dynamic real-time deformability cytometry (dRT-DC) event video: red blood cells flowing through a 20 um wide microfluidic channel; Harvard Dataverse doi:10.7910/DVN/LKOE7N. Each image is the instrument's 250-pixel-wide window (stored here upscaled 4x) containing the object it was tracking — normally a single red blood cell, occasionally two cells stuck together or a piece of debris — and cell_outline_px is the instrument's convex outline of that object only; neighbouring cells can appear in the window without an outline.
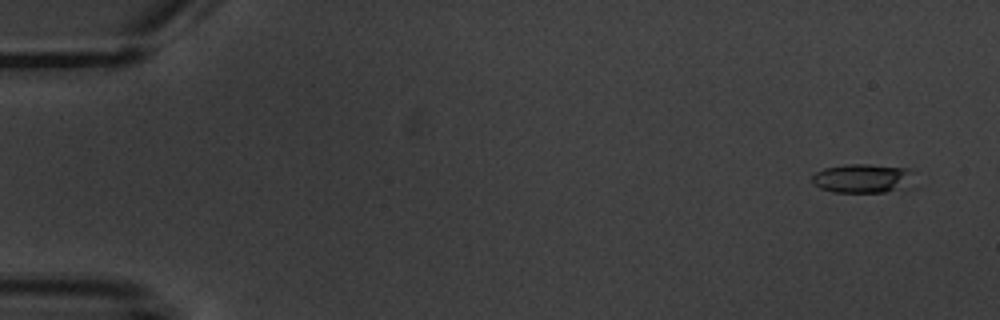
{"species": "common noctule bat (a hibernating species)", "species_latin": "Nyctalus noctula", "temperature_condition": "warm", "stored_images_in_passage": 6, "camera_frame_rate_fps": 3000, "um_per_image_px": 0.085, "animal": {"sex": "male", "body_mass_g": 20.1, "forearm_length_mm": 53.5}, "frame": {"image": 1, "passage_image": 1, "time_ms": 0.0, "image_size_px": [1000, 320], "cell_outline_px": [[916, 188], [884, 192], [832, 192], [820, 188], [812, 184], [812, 176], [816, 172], [824, 168], [844, 164], [868, 164], [908, 168]], "centroid_in_image_um": [73.38, 15.18], "position_along_channel_um": 11.6, "area_um2": 17.74}}
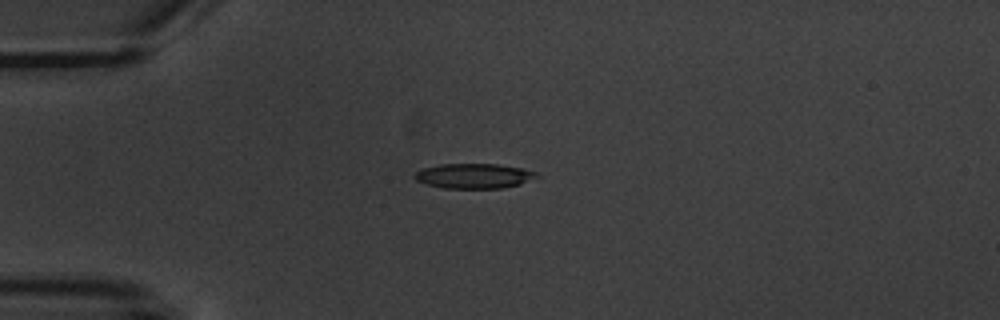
{"frame": {"image": 2, "passage_image": 4, "time_ms": 4.0, "image_size_px": [1000, 320], "cell_outline_px": [[540, 176], [520, 184], [500, 188], [444, 188], [428, 184], [416, 180], [412, 176], [416, 172], [424, 168], [440, 164], [496, 164], [524, 168], [536, 172]], "centroid_in_image_um": [40.3, 14.95], "position_along_channel_um": 44.7, "area_um2": 17.63}}